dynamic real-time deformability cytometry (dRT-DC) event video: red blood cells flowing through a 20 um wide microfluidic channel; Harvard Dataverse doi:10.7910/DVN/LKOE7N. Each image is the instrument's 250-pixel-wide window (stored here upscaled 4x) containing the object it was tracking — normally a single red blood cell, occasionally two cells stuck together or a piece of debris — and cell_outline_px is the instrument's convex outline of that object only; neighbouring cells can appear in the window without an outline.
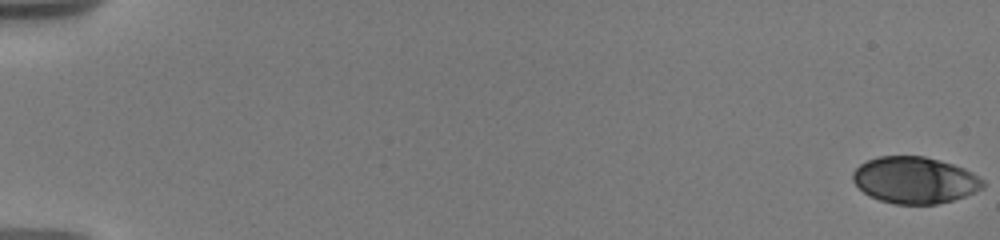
{"species": "human", "species_latin": "Homo sapiens", "temperature_condition": "warm", "stored_images_in_passage": 17, "camera_frame_rate_fps": 3000, "um_per_image_px": 0.085, "donor": {"sex": "male"}, "frame": {"image": 1, "passage_image": 1, "time_ms": 0.0, "image_size_px": [1000, 240], "cell_outline_px": [[984, 188], [964, 196], [952, 200], [936, 204], [896, 204], [880, 200], [864, 192], [852, 180], [852, 172], [860, 164], [868, 160], [880, 156], [924, 156], [940, 160], [964, 168], [972, 172], [984, 180]], "centroid_in_image_um": [77.76, 15.3], "position_along_channel_um": 7.2, "area_um2": 35.2}}
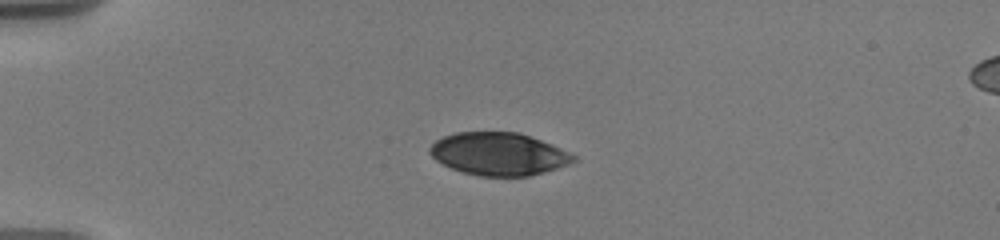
{"frame": {"image": 2, "passage_image": 12, "time_ms": 5.0, "image_size_px": [1000, 240], "cell_outline_px": [[576, 160], [568, 164], [544, 172], [528, 176], [480, 176], [460, 172], [436, 160], [428, 152], [428, 148], [436, 140], [444, 136], [456, 132], [520, 132], [560, 148], [576, 156]], "centroid_in_image_um": [42.36, 13.08], "position_along_channel_um": 42.6, "area_um2": 35.6}}
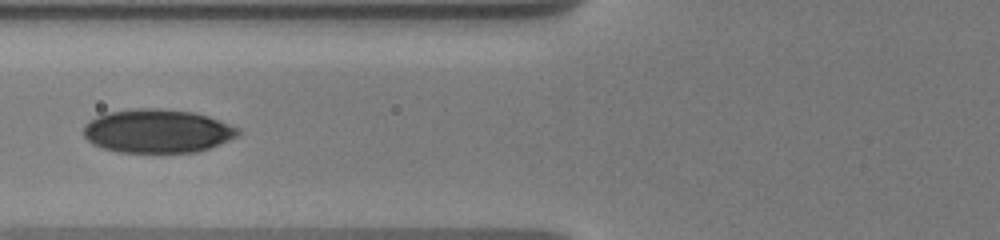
{"frame": {"image": 3, "passage_image": 17, "time_ms": 8.0, "image_size_px": [1000, 240], "cell_outline_px": [[240, 132], [236, 136], [228, 140], [208, 148], [196, 152], [120, 152], [104, 148], [92, 144], [84, 136], [84, 124], [96, 116], [108, 112], [136, 108], [160, 108], [192, 112], [208, 116], [240, 128]], "centroid_in_image_um": [13.35, 11.13], "position_along_channel_um": 112.4, "area_um2": 39.13}}